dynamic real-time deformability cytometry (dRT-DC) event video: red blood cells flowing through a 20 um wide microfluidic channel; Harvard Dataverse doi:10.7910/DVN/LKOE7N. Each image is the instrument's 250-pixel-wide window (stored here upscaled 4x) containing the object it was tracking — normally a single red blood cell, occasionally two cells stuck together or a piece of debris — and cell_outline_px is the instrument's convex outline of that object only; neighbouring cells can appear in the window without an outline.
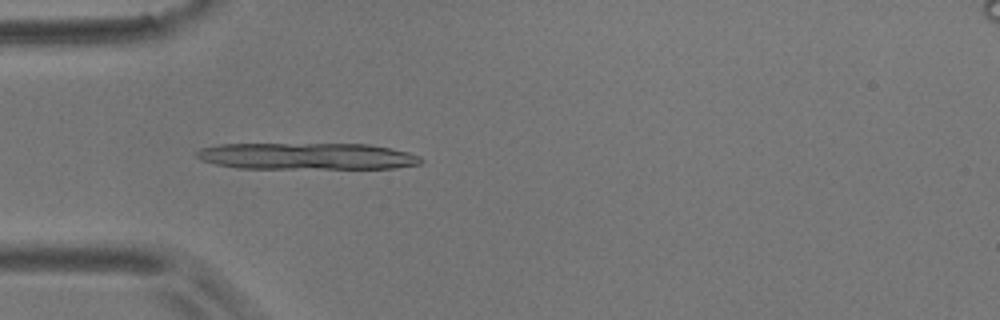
{"species": "common noctule bat (a hibernating species)", "species_latin": "Nyctalus noctula", "temperature_condition": "room temperature", "stored_images_in_passage": 22, "camera_frame_rate_fps": 3000, "um_per_image_px": 0.085, "animal": {"sex": "male", "body_mass_g": 17.9}, "frame": {"image": 1, "passage_image": 16, "time_ms": 5.0, "image_size_px": [1000, 320], "cell_outline_px": [[424, 160], [420, 164], [396, 168], [236, 168], [216, 164], [200, 160], [196, 156], [196, 152], [200, 148], [220, 144], [368, 144], [392, 148], [408, 152], [420, 156]], "centroid_in_image_um": [26.1, 13.27], "position_along_channel_um": 58.9, "area_um2": 34.97}}